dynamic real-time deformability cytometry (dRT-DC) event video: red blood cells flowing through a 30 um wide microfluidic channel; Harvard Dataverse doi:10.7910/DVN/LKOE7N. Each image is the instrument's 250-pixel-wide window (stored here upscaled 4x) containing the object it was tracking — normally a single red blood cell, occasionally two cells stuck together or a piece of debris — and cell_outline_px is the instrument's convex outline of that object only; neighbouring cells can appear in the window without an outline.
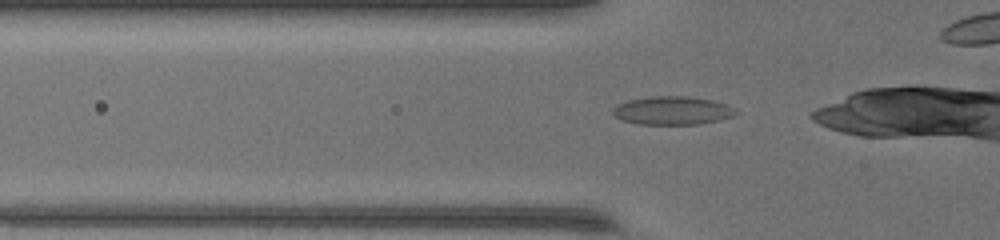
{"species": "common noctule bat (a hibernating species)", "species_latin": "Nyctalus noctula", "temperature_condition": "warm", "stored_images_in_passage": 31, "camera_frame_rate_fps": 3000, "um_per_image_px": 0.085, "animal": {"sex": "female", "body_mass_g": 17.0, "forearm_length_mm": 48.0}, "frame": {"image": 1, "passage_image": 8, "time_ms": 2.333, "image_size_px": [1000, 240], "cell_outline_px": [[740, 112], [732, 116], [700, 124], [640, 124], [620, 120], [612, 116], [612, 108], [628, 100], [652, 96], [688, 96], [712, 100], [728, 104], [736, 108]], "centroid_in_image_um": [57.16, 9.39], "position_along_channel_um": 68.6, "area_um2": 20.46}}
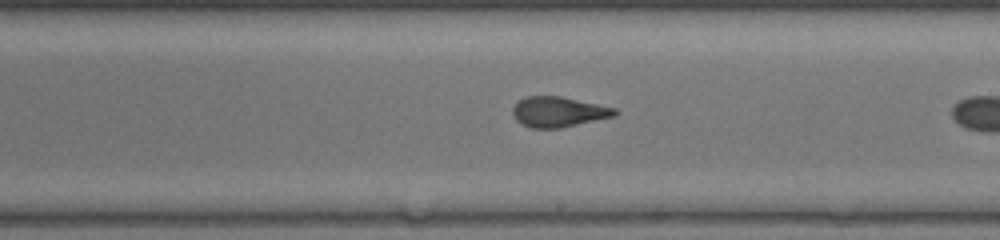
{"frame": {"image": 2, "passage_image": 20, "time_ms": 6.333, "image_size_px": [1000, 240], "cell_outline_px": [[616, 116], [560, 128], [528, 128], [520, 124], [516, 120], [512, 112], [512, 108], [520, 100], [528, 96], [560, 96], [616, 108]], "centroid_in_image_um": [47.45, 9.52], "position_along_channel_um": 241.6, "area_um2": 17.98}}
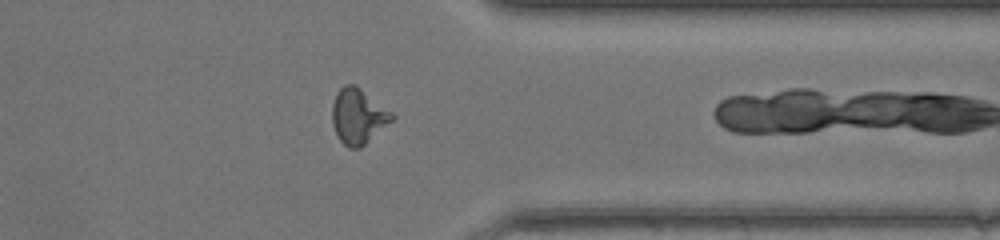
{"frame": {"image": 3, "passage_image": 30, "time_ms": 9.667, "image_size_px": [1000, 240], "cell_outline_px": [[396, 116], [392, 120], [360, 148], [348, 148], [340, 140], [332, 124], [332, 104], [336, 92], [344, 84], [356, 84], [392, 112]], "centroid_in_image_um": [30.42, 9.85], "position_along_channel_um": 381.0, "area_um2": 19.19}}